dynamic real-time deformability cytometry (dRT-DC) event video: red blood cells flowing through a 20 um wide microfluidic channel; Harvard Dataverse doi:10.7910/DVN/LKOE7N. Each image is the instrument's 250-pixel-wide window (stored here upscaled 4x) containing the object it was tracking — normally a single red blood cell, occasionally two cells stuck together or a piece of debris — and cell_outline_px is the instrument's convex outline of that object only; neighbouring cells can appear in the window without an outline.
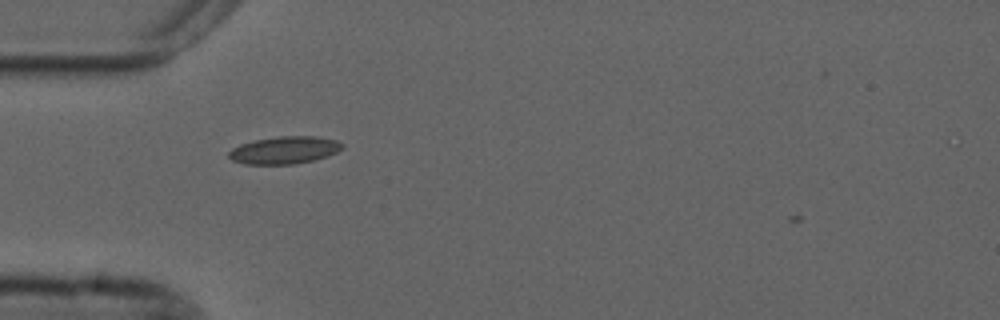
{"species": "common noctule bat (a hibernating species)", "species_latin": "Nyctalus noctula", "temperature_condition": "cold", "stored_images_in_passage": 37, "camera_frame_rate_fps": 3000, "um_per_image_px": 0.085, "animal": {"sex": "male", "forearm_length_mm": 52.5}, "frame": {"image": 1, "passage_image": 1, "time_ms": 0.0, "image_size_px": [1000, 320], "cell_outline_px": [[344, 148], [328, 156], [312, 160], [292, 164], [244, 164], [232, 160], [228, 156], [228, 152], [232, 148], [240, 144], [256, 140], [280, 136], [316, 136], [336, 140], [344, 144]], "centroid_in_image_um": [24.18, 12.76], "position_along_channel_um": 60.8, "area_um2": 18.09}}
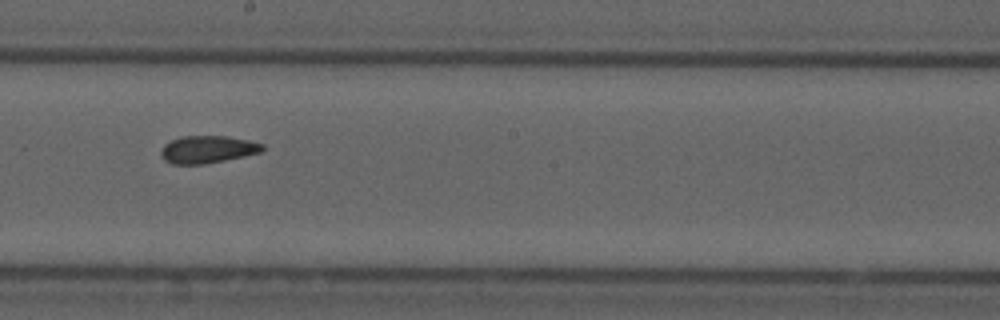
{"frame": {"image": 2, "passage_image": 15, "time_ms": 4.667, "image_size_px": [1000, 320], "cell_outline_px": [[264, 148], [260, 152], [244, 156], [204, 164], [172, 164], [164, 160], [160, 156], [160, 152], [164, 144], [180, 136], [228, 136], [248, 140], [264, 144]], "centroid_in_image_um": [17.62, 12.7], "position_along_channel_um": 230.6, "area_um2": 16.24}}
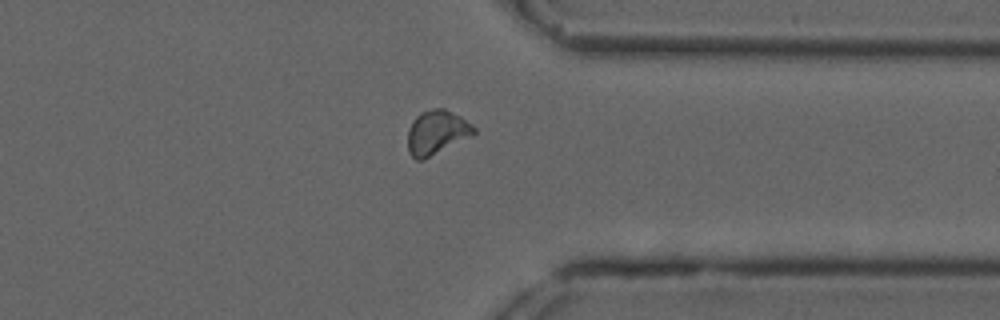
{"frame": {"image": 3, "passage_image": 27, "time_ms": 8.667, "image_size_px": [1000, 320], "cell_outline_px": [[476, 132], [424, 160], [416, 160], [408, 152], [408, 128], [412, 120], [420, 112], [432, 108], [444, 108], [460, 116], [472, 124], [476, 128]], "centroid_in_image_um": [37.08, 11.24], "position_along_channel_um": 374.3, "area_um2": 16.94}}